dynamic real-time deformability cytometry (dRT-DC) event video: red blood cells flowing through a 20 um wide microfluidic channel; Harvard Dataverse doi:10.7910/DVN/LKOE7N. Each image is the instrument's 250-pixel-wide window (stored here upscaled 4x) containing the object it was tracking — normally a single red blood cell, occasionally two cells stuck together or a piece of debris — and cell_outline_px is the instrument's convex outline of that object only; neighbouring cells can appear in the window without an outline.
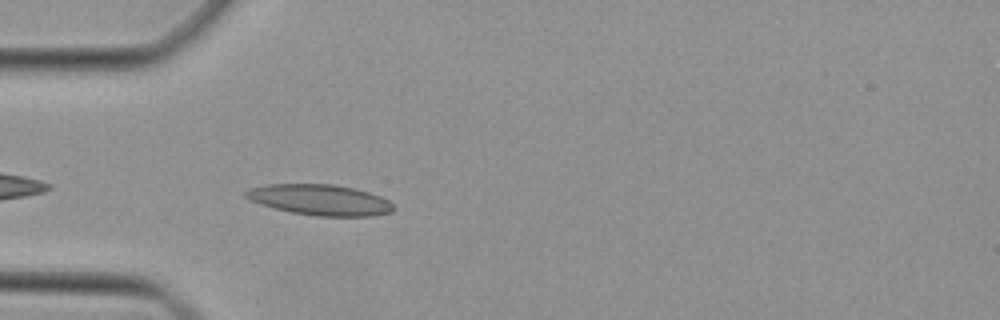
{"species": "Egyptian fruit bat (a non-hibernating species)", "species_latin": "Rousettus aegyptiacus", "temperature_condition": "cold", "stored_images_in_passage": 35, "camera_frame_rate_fps": 3000, "um_per_image_px": 0.085, "animal": {"sex": "female"}, "frame": {"image": 1, "passage_image": 2, "time_ms": 0.333, "image_size_px": [1000, 320], "cell_outline_px": [[392, 212], [372, 216], [316, 216], [292, 212], [260, 204], [248, 200], [244, 196], [244, 192], [252, 188], [268, 184], [332, 184], [356, 188], [380, 196], [388, 200], [392, 204]], "centroid_in_image_um": [27.19, 16.98], "position_along_channel_um": 57.8, "area_um2": 26.36}}
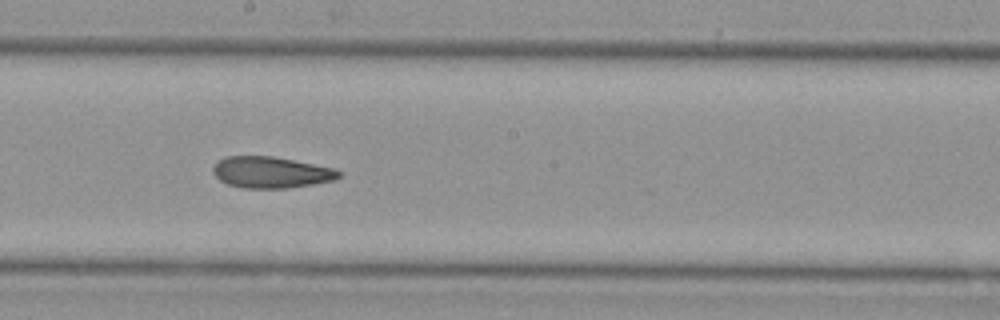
{"frame": {"image": 2, "passage_image": 14, "time_ms": 4.333, "image_size_px": [1000, 320], "cell_outline_px": [[340, 176], [336, 180], [288, 188], [244, 188], [228, 184], [220, 180], [212, 172], [212, 168], [224, 156], [272, 156], [332, 168], [340, 172]], "centroid_in_image_um": [23.01, 14.65], "position_along_channel_um": 225.2, "area_um2": 22.72}}
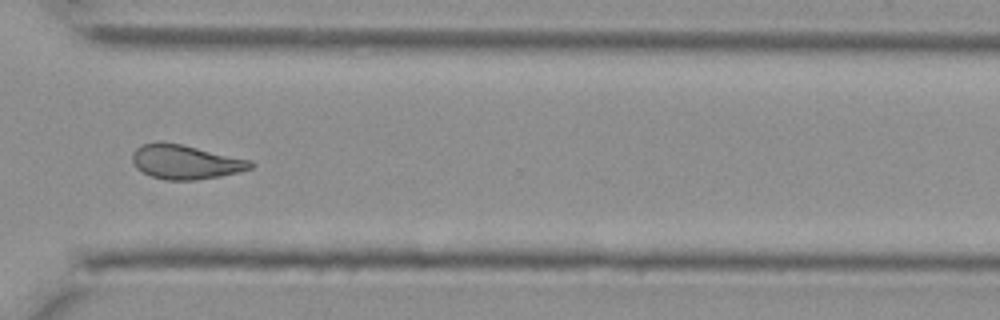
{"frame": {"image": 3, "passage_image": 23, "time_ms": 7.333, "image_size_px": [1000, 320], "cell_outline_px": [[256, 164], [252, 168], [240, 172], [220, 176], [196, 180], [164, 180], [152, 176], [136, 168], [132, 160], [132, 152], [136, 148], [144, 144], [180, 144], [252, 160]], "centroid_in_image_um": [15.82, 13.8], "position_along_channel_um": 354.8, "area_um2": 23.24}}